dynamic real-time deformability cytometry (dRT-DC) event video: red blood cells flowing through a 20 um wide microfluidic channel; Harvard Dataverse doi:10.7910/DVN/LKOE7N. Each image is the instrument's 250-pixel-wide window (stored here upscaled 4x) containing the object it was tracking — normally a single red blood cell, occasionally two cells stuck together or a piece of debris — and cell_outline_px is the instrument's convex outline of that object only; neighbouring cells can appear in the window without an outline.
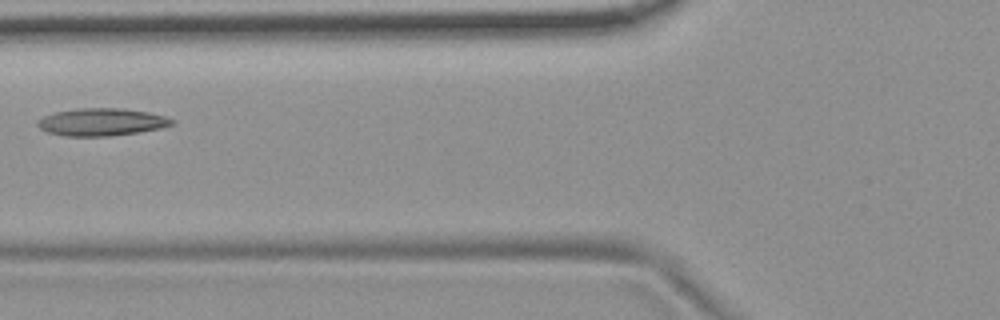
{"species": "common noctule bat (a hibernating species)", "species_latin": "Nyctalus noctula", "temperature_condition": "room temperature", "stored_images_in_passage": 6, "camera_frame_rate_fps": 3000, "um_per_image_px": 0.085, "animal": {"sex": "female", "body_mass_g": 19.9}, "frame": {"image": 1, "passage_image": 5, "time_ms": 1.333, "image_size_px": [1000, 320], "cell_outline_px": [[176, 124], [160, 128], [140, 132], [108, 136], [64, 136], [48, 132], [40, 128], [36, 124], [44, 116], [56, 112], [80, 108], [124, 108], [148, 112], [164, 116], [176, 120]], "centroid_in_image_um": [8.69, 10.37], "position_along_channel_um": 117.1, "area_um2": 21.5}}
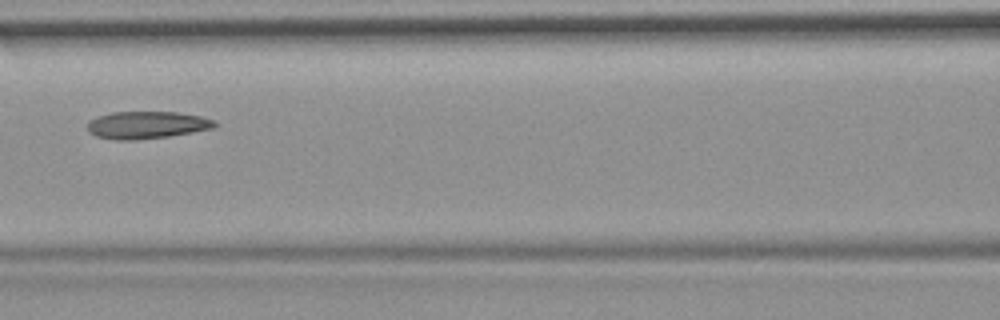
{"frame": {"image": 2, "passage_image": 6, "time_ms": 1.667, "image_size_px": [1000, 320], "cell_outline_px": [[216, 124], [212, 128], [192, 132], [168, 136], [132, 140], [116, 140], [96, 136], [88, 132], [88, 120], [96, 116], [112, 112], [176, 112], [200, 116], [216, 120]], "centroid_in_image_um": [12.43, 10.62], "position_along_channel_um": 154.2, "area_um2": 20.23}}